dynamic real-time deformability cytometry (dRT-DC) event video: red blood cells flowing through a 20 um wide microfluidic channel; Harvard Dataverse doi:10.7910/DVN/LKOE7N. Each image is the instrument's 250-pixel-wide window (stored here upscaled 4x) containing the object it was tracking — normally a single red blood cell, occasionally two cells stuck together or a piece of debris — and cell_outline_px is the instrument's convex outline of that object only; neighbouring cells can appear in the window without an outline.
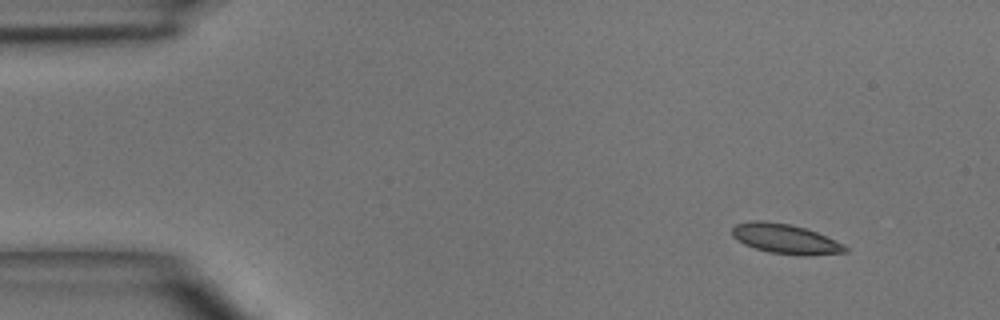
{"species": "common noctule bat (a hibernating species)", "species_latin": "Nyctalus noctula", "temperature_condition": "room temperature", "stored_images_in_passage": 5, "camera_frame_rate_fps": 3000, "um_per_image_px": 0.085, "animal": {"sex": "male", "body_mass_g": 15.6}, "frame": {"image": 1, "passage_image": 1, "time_ms": 0.0, "image_size_px": [1000, 320], "cell_outline_px": [[848, 252], [808, 256], [800, 256], [768, 252], [744, 244], [732, 236], [732, 228], [736, 224], [752, 220], [764, 220], [788, 224], [804, 228], [816, 232], [844, 244], [848, 248]], "centroid_in_image_um": [66.76, 20.31], "position_along_channel_um": 18.2, "area_um2": 19.65}}
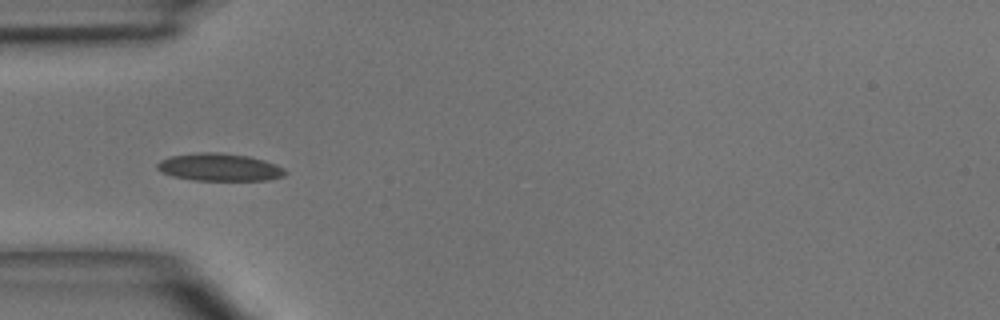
{"frame": {"image": 2, "passage_image": 4, "time_ms": 3.333, "image_size_px": [1000, 320], "cell_outline_px": [[288, 172], [284, 176], [268, 180], [192, 180], [172, 176], [160, 172], [156, 168], [156, 164], [160, 160], [172, 156], [196, 152], [216, 152], [248, 156], [264, 160], [284, 168]], "centroid_in_image_um": [18.63, 14.21], "position_along_channel_um": 66.4, "area_um2": 20.63}}
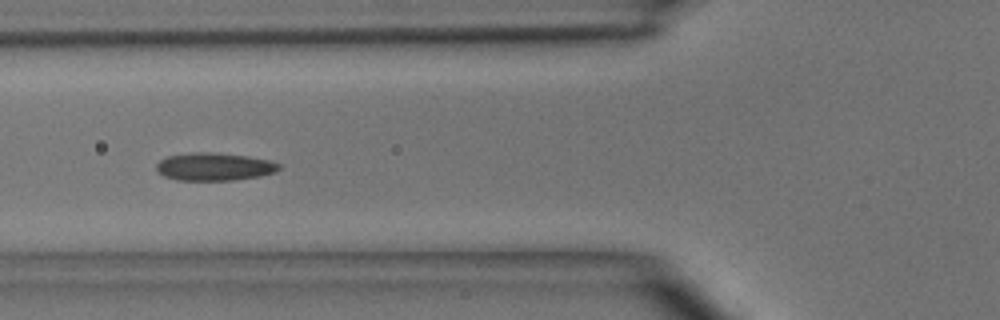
{"frame": {"image": 3, "passage_image": 5, "time_ms": 4.333, "image_size_px": [1000, 320], "cell_outline_px": [[280, 168], [276, 172], [260, 176], [236, 180], [176, 180], [164, 176], [156, 168], [156, 164], [160, 160], [168, 156], [192, 152], [212, 152], [248, 156], [268, 160], [280, 164]], "centroid_in_image_um": [18.22, 14.17], "position_along_channel_um": 107.6, "area_um2": 19.88}}